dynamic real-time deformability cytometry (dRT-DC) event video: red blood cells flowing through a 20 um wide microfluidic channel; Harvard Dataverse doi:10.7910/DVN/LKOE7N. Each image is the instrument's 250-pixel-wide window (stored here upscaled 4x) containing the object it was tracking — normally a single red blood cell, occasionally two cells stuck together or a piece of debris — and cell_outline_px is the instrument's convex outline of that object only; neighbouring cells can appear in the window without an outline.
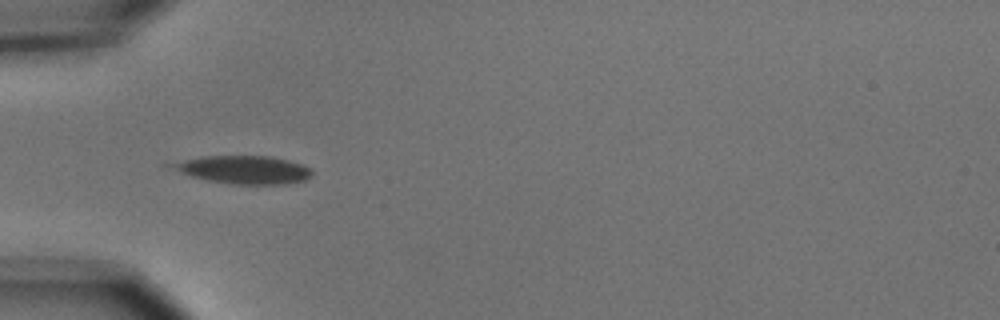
{"species": "common noctule bat (a hibernating species)", "species_latin": "Nyctalus noctula", "temperature_condition": "cold", "stored_images_in_passage": 7, "camera_frame_rate_fps": 3000, "um_per_image_px": 0.085, "animal": {"sex": "male", "body_mass_g": 15.6}, "frame": {"image": 1, "passage_image": 5, "time_ms": 4.667, "image_size_px": [1000, 320], "cell_outline_px": [[312, 176], [304, 180], [284, 184], [232, 184], [208, 180], [192, 176], [160, 164], [200, 156], [272, 156], [288, 160], [312, 168]], "centroid_in_image_um": [20.65, 14.41], "position_along_channel_um": 64.3, "area_um2": 23.06}}
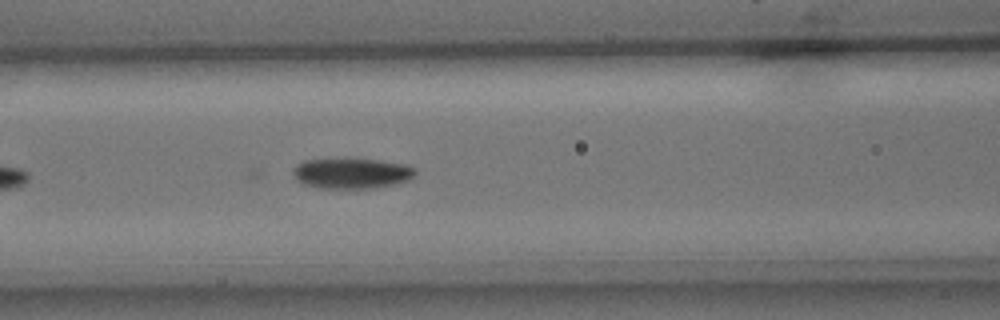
{"frame": {"image": 2, "passage_image": 7, "time_ms": 6.667, "image_size_px": [1000, 320], "cell_outline_px": [[416, 172], [408, 180], [396, 184], [376, 188], [320, 188], [304, 184], [296, 180], [292, 172], [292, 168], [296, 164], [304, 160], [344, 156], [348, 156], [380, 160], [404, 164], [416, 168]], "centroid_in_image_um": [29.84, 14.68], "position_along_channel_um": 136.8, "area_um2": 22.66}}